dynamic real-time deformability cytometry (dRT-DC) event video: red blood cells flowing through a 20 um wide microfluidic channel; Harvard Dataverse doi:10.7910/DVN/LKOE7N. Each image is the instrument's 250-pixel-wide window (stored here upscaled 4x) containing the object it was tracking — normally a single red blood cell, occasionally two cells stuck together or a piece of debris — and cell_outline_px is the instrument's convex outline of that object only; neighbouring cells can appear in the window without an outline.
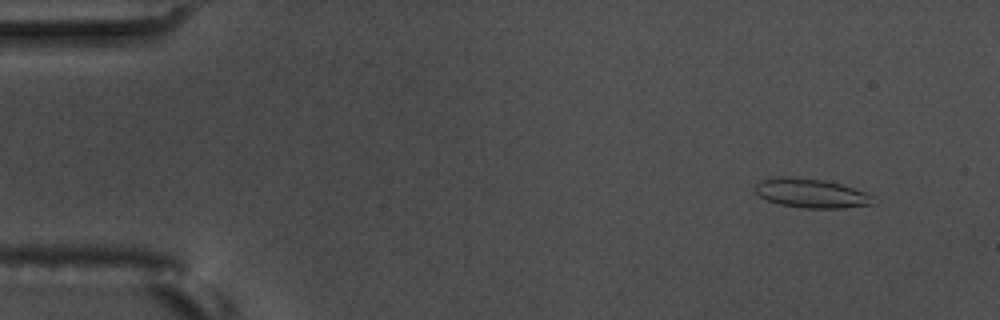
{"species": "common noctule bat (a hibernating species)", "species_latin": "Nyctalus noctula", "temperature_condition": "warm", "stored_images_in_passage": 56, "camera_frame_rate_fps": 3000, "um_per_image_px": 0.085, "animal": {"sex": "male", "body_mass_g": 17.5, "forearm_length_mm": 52.3}, "frame": {"image": 1, "passage_image": 5, "time_ms": 1.333, "image_size_px": [1000, 320], "cell_outline_px": [[872, 204], [844, 208], [804, 208], [780, 204], [768, 200], [760, 196], [756, 192], [756, 184], [760, 180], [780, 176], [784, 176], [824, 180], [840, 184], [864, 192], [868, 196]], "centroid_in_image_um": [68.87, 16.42], "position_along_channel_um": 16.1, "area_um2": 19.54}}
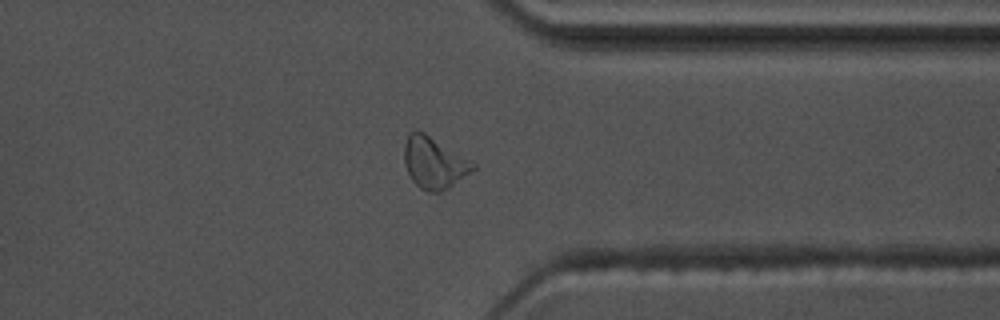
{"frame": {"image": 2, "passage_image": 45, "time_ms": 14.667, "image_size_px": [1000, 320], "cell_outline_px": [[476, 168], [448, 188], [440, 192], [428, 192], [420, 188], [412, 180], [404, 164], [404, 144], [408, 136], [412, 132], [424, 132], [476, 164]], "centroid_in_image_um": [36.88, 13.86], "position_along_channel_um": 374.5, "area_um2": 20.23}}
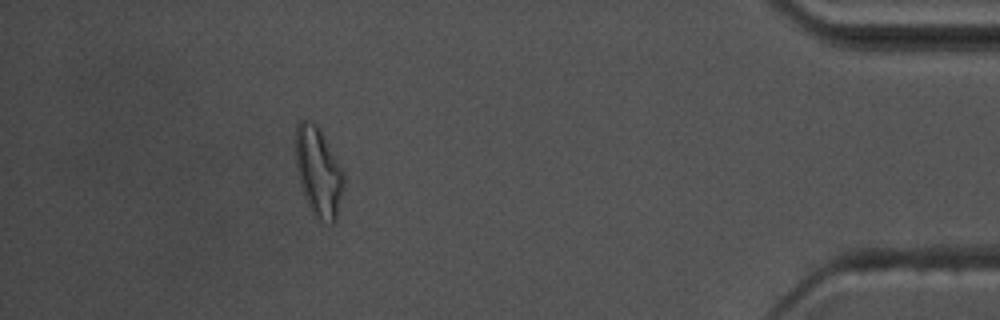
{"frame": {"image": 3, "passage_image": 52, "time_ms": 17.0, "image_size_px": [1000, 320], "cell_outline_px": [[344, 188], [336, 220], [332, 224], [316, 220], [312, 216], [304, 196], [300, 184], [296, 168], [296, 124], [300, 120], [308, 120], [316, 124], [324, 136], [344, 172]], "centroid_in_image_um": [27.07, 14.67], "position_along_channel_um": 408.1, "area_um2": 25.37}}